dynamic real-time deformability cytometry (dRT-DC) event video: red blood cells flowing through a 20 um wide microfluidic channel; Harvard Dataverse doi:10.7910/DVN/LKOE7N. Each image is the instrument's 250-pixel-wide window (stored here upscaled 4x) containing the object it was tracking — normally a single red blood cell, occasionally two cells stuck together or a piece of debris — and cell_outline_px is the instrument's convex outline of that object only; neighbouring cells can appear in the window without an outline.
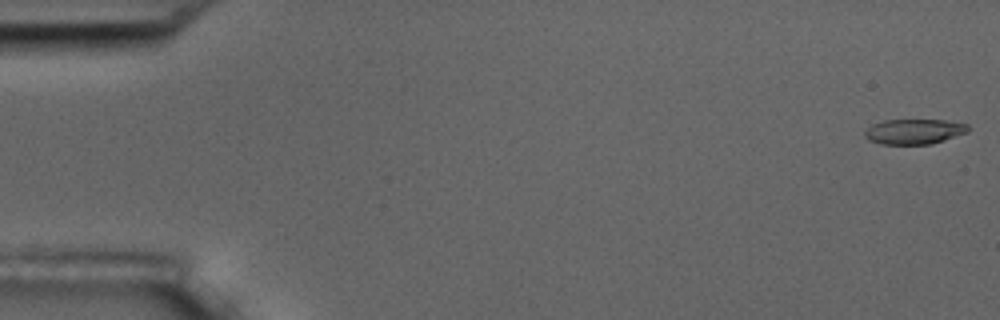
{"species": "common noctule bat (a hibernating species)", "species_latin": "Nyctalus noctula", "temperature_condition": "room temperature", "stored_images_in_passage": 9, "camera_frame_rate_fps": 3000, "um_per_image_px": 0.085, "animal": {"sex": "male", "body_mass_g": 17.5, "forearm_length_mm": 52.3}, "frame": {"image": 1, "passage_image": 1, "time_ms": 0.0, "image_size_px": [1000, 320], "cell_outline_px": [[968, 132], [932, 144], [880, 144], [868, 140], [864, 136], [864, 132], [872, 124], [884, 120], [944, 120], [968, 124]], "centroid_in_image_um": [77.68, 11.18], "position_along_channel_um": 7.3, "area_um2": 15.14}}